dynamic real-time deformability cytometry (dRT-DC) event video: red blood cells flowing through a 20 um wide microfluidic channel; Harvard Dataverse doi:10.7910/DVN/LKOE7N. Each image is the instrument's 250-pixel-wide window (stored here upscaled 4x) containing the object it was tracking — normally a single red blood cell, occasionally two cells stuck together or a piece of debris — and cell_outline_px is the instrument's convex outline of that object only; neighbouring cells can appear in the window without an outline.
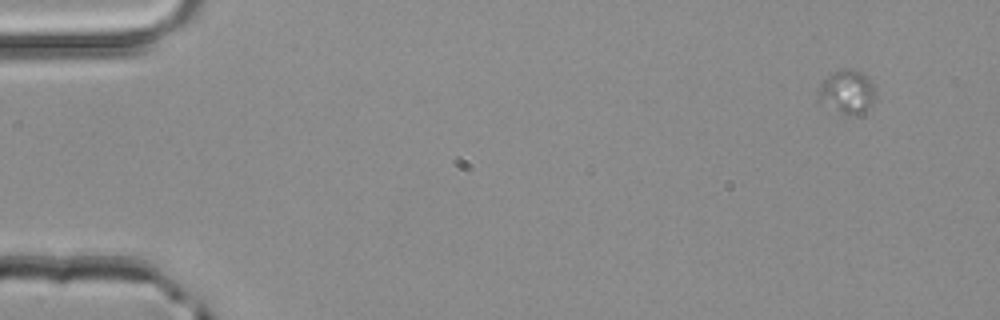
{"species": "common noctule bat (a hibernating species)", "species_latin": "Nyctalus noctula", "temperature_condition": "room temperature", "stored_images_in_passage": 4, "camera_frame_rate_fps": 3000, "um_per_image_px": 0.085, "animal": {"sex": "male", "body_mass_g": 20.4}, "frame": {"image": 1, "passage_image": 1, "time_ms": 0.0, "image_size_px": [1000, 320], "cell_outline_px": [[876, 96], [868, 108], [860, 112], [840, 112], [820, 108], [816, 104], [816, 92], [820, 84], [832, 72], [840, 68], [856, 68], [864, 72], [872, 80], [876, 92]], "centroid_in_image_um": [71.92, 7.76], "position_along_channel_um": 13.1, "area_um2": 15.26}}